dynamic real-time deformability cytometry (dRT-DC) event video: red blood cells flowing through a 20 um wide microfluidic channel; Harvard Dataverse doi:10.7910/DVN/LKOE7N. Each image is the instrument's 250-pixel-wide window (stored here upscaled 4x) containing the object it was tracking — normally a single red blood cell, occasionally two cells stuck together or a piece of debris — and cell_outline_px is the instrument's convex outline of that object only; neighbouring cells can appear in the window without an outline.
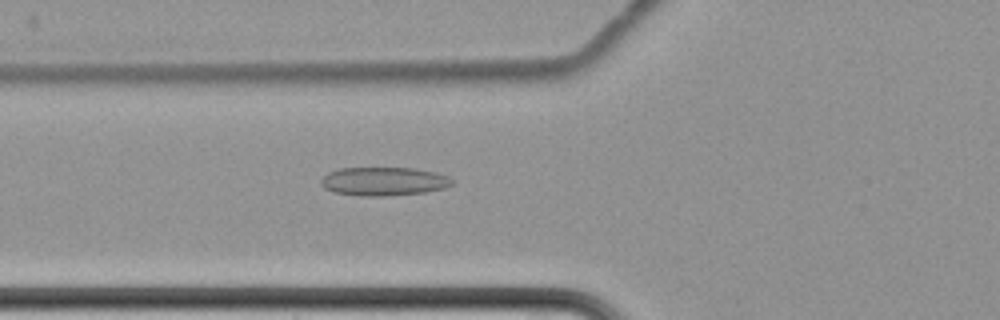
{"species": "common noctule bat (a hibernating species)", "species_latin": "Nyctalus noctula", "temperature_condition": "cold", "stored_images_in_passage": 6, "camera_frame_rate_fps": 3000, "um_per_image_px": 0.085, "animal": {"sex": "female", "body_mass_g": 22.7, "forearm_length_mm": 54.2}, "frame": {"image": 1, "passage_image": 6, "time_ms": 7.0, "image_size_px": [1000, 320], "cell_outline_px": [[456, 180], [452, 184], [444, 188], [424, 192], [384, 196], [360, 196], [336, 192], [324, 188], [320, 184], [320, 180], [328, 172], [340, 168], [416, 168], [436, 172], [448, 176]], "centroid_in_image_um": [32.64, 15.41], "position_along_channel_um": 93.2, "area_um2": 21.91}}